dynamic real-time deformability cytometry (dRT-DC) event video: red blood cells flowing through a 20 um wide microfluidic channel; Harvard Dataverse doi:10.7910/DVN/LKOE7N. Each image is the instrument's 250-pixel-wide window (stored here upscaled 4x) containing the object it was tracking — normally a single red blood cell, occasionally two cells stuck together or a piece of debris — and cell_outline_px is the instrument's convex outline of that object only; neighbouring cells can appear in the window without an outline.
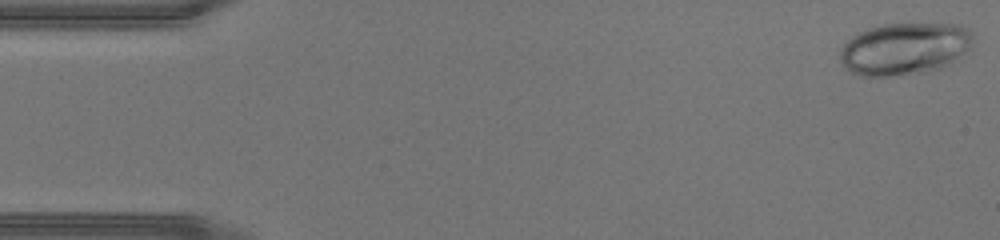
{"species": "human", "species_latin": "Homo sapiens", "temperature_condition": "warm", "stored_images_in_passage": 44, "camera_frame_rate_fps": 3000, "um_per_image_px": 0.085, "donor": {"sex": "male"}, "frame": {"image": 1, "passage_image": 1, "time_ms": 0.0, "image_size_px": [1000, 240], "cell_outline_px": [[976, 40], [964, 52], [940, 68], [924, 72], [888, 76], [860, 76], [844, 68], [840, 60], [840, 48], [852, 36], [868, 28], [884, 24], [960, 24], [968, 28], [972, 32]], "centroid_in_image_um": [76.87, 4.13], "position_along_channel_um": 8.1, "area_um2": 40.34}}
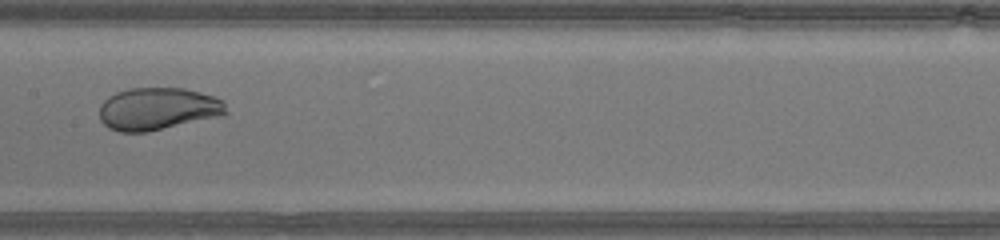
{"frame": {"image": 2, "passage_image": 22, "time_ms": 7.0, "image_size_px": [1000, 240], "cell_outline_px": [[228, 112], [220, 116], [148, 132], [120, 132], [108, 128], [100, 120], [100, 104], [108, 96], [116, 92], [128, 88], [184, 88], [200, 92], [224, 100]], "centroid_in_image_um": [13.4, 9.25], "position_along_channel_um": 194.0, "area_um2": 31.5}}
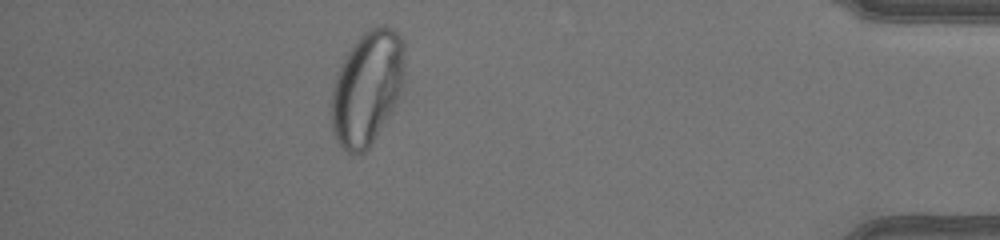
{"frame": {"image": 3, "passage_image": 39, "time_ms": 12.667, "image_size_px": [1000, 240], "cell_outline_px": [[404, 80], [400, 100], [372, 144], [360, 156], [352, 156], [336, 140], [332, 128], [332, 88], [336, 72], [344, 56], [356, 40], [368, 28], [376, 24], [384, 24], [392, 28], [404, 40]], "centroid_in_image_um": [31.23, 7.47], "position_along_channel_um": 404.0, "area_um2": 49.82}}